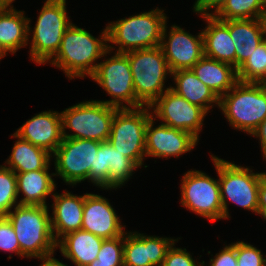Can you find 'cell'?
I'll list each match as a JSON object with an SVG mask.
<instances>
[{"label": "cell", "instance_id": "7402d4cb", "mask_svg": "<svg viewBox=\"0 0 266 266\" xmlns=\"http://www.w3.org/2000/svg\"><path fill=\"white\" fill-rule=\"evenodd\" d=\"M103 240L104 238L81 229L61 237L56 247L76 266H87L97 258Z\"/></svg>", "mask_w": 266, "mask_h": 266}, {"label": "cell", "instance_id": "f35d334b", "mask_svg": "<svg viewBox=\"0 0 266 266\" xmlns=\"http://www.w3.org/2000/svg\"><path fill=\"white\" fill-rule=\"evenodd\" d=\"M258 214L266 220V179L260 178L258 188Z\"/></svg>", "mask_w": 266, "mask_h": 266}, {"label": "cell", "instance_id": "1f68e13d", "mask_svg": "<svg viewBox=\"0 0 266 266\" xmlns=\"http://www.w3.org/2000/svg\"><path fill=\"white\" fill-rule=\"evenodd\" d=\"M123 246L124 234L116 238L104 239L95 264L123 265Z\"/></svg>", "mask_w": 266, "mask_h": 266}, {"label": "cell", "instance_id": "ac0fdd59", "mask_svg": "<svg viewBox=\"0 0 266 266\" xmlns=\"http://www.w3.org/2000/svg\"><path fill=\"white\" fill-rule=\"evenodd\" d=\"M14 133L52 154L63 140L61 114L51 110L41 112L28 119Z\"/></svg>", "mask_w": 266, "mask_h": 266}, {"label": "cell", "instance_id": "f6af8a7d", "mask_svg": "<svg viewBox=\"0 0 266 266\" xmlns=\"http://www.w3.org/2000/svg\"><path fill=\"white\" fill-rule=\"evenodd\" d=\"M87 266H124V265H104V264H95V260L90 263L89 265Z\"/></svg>", "mask_w": 266, "mask_h": 266}, {"label": "cell", "instance_id": "d4e9b609", "mask_svg": "<svg viewBox=\"0 0 266 266\" xmlns=\"http://www.w3.org/2000/svg\"><path fill=\"white\" fill-rule=\"evenodd\" d=\"M28 36V18L24 11L13 6H0V49L6 54H14L28 45Z\"/></svg>", "mask_w": 266, "mask_h": 266}, {"label": "cell", "instance_id": "d6986e66", "mask_svg": "<svg viewBox=\"0 0 266 266\" xmlns=\"http://www.w3.org/2000/svg\"><path fill=\"white\" fill-rule=\"evenodd\" d=\"M54 203L51 226L56 242L66 234L81 230L85 194L74 195L71 192L53 194Z\"/></svg>", "mask_w": 266, "mask_h": 266}, {"label": "cell", "instance_id": "d6a6232c", "mask_svg": "<svg viewBox=\"0 0 266 266\" xmlns=\"http://www.w3.org/2000/svg\"><path fill=\"white\" fill-rule=\"evenodd\" d=\"M236 248L239 266H264L265 258L260 249L243 241L232 244Z\"/></svg>", "mask_w": 266, "mask_h": 266}, {"label": "cell", "instance_id": "7c38bea8", "mask_svg": "<svg viewBox=\"0 0 266 266\" xmlns=\"http://www.w3.org/2000/svg\"><path fill=\"white\" fill-rule=\"evenodd\" d=\"M101 142L90 139L63 138L53 153L55 176L69 184L76 185L88 180L90 167H94L95 154Z\"/></svg>", "mask_w": 266, "mask_h": 266}, {"label": "cell", "instance_id": "8d00e7d4", "mask_svg": "<svg viewBox=\"0 0 266 266\" xmlns=\"http://www.w3.org/2000/svg\"><path fill=\"white\" fill-rule=\"evenodd\" d=\"M237 255L236 248L231 244L226 245L215 257L210 259L209 266H236Z\"/></svg>", "mask_w": 266, "mask_h": 266}, {"label": "cell", "instance_id": "5b68a950", "mask_svg": "<svg viewBox=\"0 0 266 266\" xmlns=\"http://www.w3.org/2000/svg\"><path fill=\"white\" fill-rule=\"evenodd\" d=\"M39 13L33 30L28 18V35L32 31L31 60L41 65L56 55L63 35L72 22L67 15L66 0H46Z\"/></svg>", "mask_w": 266, "mask_h": 266}, {"label": "cell", "instance_id": "8fae6325", "mask_svg": "<svg viewBox=\"0 0 266 266\" xmlns=\"http://www.w3.org/2000/svg\"><path fill=\"white\" fill-rule=\"evenodd\" d=\"M181 182L182 206L212 222L224 219L219 180L202 171L190 170Z\"/></svg>", "mask_w": 266, "mask_h": 266}, {"label": "cell", "instance_id": "836d02e7", "mask_svg": "<svg viewBox=\"0 0 266 266\" xmlns=\"http://www.w3.org/2000/svg\"><path fill=\"white\" fill-rule=\"evenodd\" d=\"M0 250L14 252L20 257V244L15 230L6 216H0Z\"/></svg>", "mask_w": 266, "mask_h": 266}, {"label": "cell", "instance_id": "484cf974", "mask_svg": "<svg viewBox=\"0 0 266 266\" xmlns=\"http://www.w3.org/2000/svg\"><path fill=\"white\" fill-rule=\"evenodd\" d=\"M171 76L175 80L174 84L176 86H170V89L191 104L203 108L207 113L210 112V108H213L214 104L219 107V98L207 85L197 78L191 69L173 71Z\"/></svg>", "mask_w": 266, "mask_h": 266}, {"label": "cell", "instance_id": "9c48e42d", "mask_svg": "<svg viewBox=\"0 0 266 266\" xmlns=\"http://www.w3.org/2000/svg\"><path fill=\"white\" fill-rule=\"evenodd\" d=\"M151 117L149 106L119 109L113 118L110 136L107 140L138 167L144 165L146 127Z\"/></svg>", "mask_w": 266, "mask_h": 266}, {"label": "cell", "instance_id": "b9f144b4", "mask_svg": "<svg viewBox=\"0 0 266 266\" xmlns=\"http://www.w3.org/2000/svg\"><path fill=\"white\" fill-rule=\"evenodd\" d=\"M262 26H263V33H264V41L266 42V15L262 18Z\"/></svg>", "mask_w": 266, "mask_h": 266}, {"label": "cell", "instance_id": "bcb514c9", "mask_svg": "<svg viewBox=\"0 0 266 266\" xmlns=\"http://www.w3.org/2000/svg\"><path fill=\"white\" fill-rule=\"evenodd\" d=\"M4 56H6V53L3 52V51L0 49V59L3 58Z\"/></svg>", "mask_w": 266, "mask_h": 266}, {"label": "cell", "instance_id": "5bb4252c", "mask_svg": "<svg viewBox=\"0 0 266 266\" xmlns=\"http://www.w3.org/2000/svg\"><path fill=\"white\" fill-rule=\"evenodd\" d=\"M166 25L167 22L162 31L160 47L170 71L191 69L204 56L202 31L194 36L180 26L172 25L167 35Z\"/></svg>", "mask_w": 266, "mask_h": 266}, {"label": "cell", "instance_id": "8992f818", "mask_svg": "<svg viewBox=\"0 0 266 266\" xmlns=\"http://www.w3.org/2000/svg\"><path fill=\"white\" fill-rule=\"evenodd\" d=\"M130 64L136 98L150 106L166 90L165 80L171 75L167 60L159 46L126 52Z\"/></svg>", "mask_w": 266, "mask_h": 266}, {"label": "cell", "instance_id": "f546056e", "mask_svg": "<svg viewBox=\"0 0 266 266\" xmlns=\"http://www.w3.org/2000/svg\"><path fill=\"white\" fill-rule=\"evenodd\" d=\"M238 80L260 83L266 76V42L260 43L252 55L237 69Z\"/></svg>", "mask_w": 266, "mask_h": 266}, {"label": "cell", "instance_id": "3957f363", "mask_svg": "<svg viewBox=\"0 0 266 266\" xmlns=\"http://www.w3.org/2000/svg\"><path fill=\"white\" fill-rule=\"evenodd\" d=\"M164 10L153 9L110 22L107 28L108 43L118 45V53L152 48L161 44L162 31L167 16Z\"/></svg>", "mask_w": 266, "mask_h": 266}, {"label": "cell", "instance_id": "6da1fadb", "mask_svg": "<svg viewBox=\"0 0 266 266\" xmlns=\"http://www.w3.org/2000/svg\"><path fill=\"white\" fill-rule=\"evenodd\" d=\"M107 42L106 27L100 38H96L72 23L63 35L58 52L49 62L63 70L69 79L91 78L98 66L96 60L107 56L114 48Z\"/></svg>", "mask_w": 266, "mask_h": 266}, {"label": "cell", "instance_id": "277c9868", "mask_svg": "<svg viewBox=\"0 0 266 266\" xmlns=\"http://www.w3.org/2000/svg\"><path fill=\"white\" fill-rule=\"evenodd\" d=\"M219 108L233 128L251 135L266 118V86L238 81L219 99Z\"/></svg>", "mask_w": 266, "mask_h": 266}, {"label": "cell", "instance_id": "7a4b0ae2", "mask_svg": "<svg viewBox=\"0 0 266 266\" xmlns=\"http://www.w3.org/2000/svg\"><path fill=\"white\" fill-rule=\"evenodd\" d=\"M48 206L17 205L6 217L20 244V257L44 258L54 255L56 240Z\"/></svg>", "mask_w": 266, "mask_h": 266}, {"label": "cell", "instance_id": "9a60e30c", "mask_svg": "<svg viewBox=\"0 0 266 266\" xmlns=\"http://www.w3.org/2000/svg\"><path fill=\"white\" fill-rule=\"evenodd\" d=\"M155 119L151 117L147 122L145 150L146 157L178 158L183 153L192 150L198 139L191 133L172 128L164 124L154 126Z\"/></svg>", "mask_w": 266, "mask_h": 266}, {"label": "cell", "instance_id": "30bf717a", "mask_svg": "<svg viewBox=\"0 0 266 266\" xmlns=\"http://www.w3.org/2000/svg\"><path fill=\"white\" fill-rule=\"evenodd\" d=\"M92 80L107 92L112 99L101 101L118 109L140 108L144 105L136 98L132 72L126 53L115 55L98 63ZM125 103V104H124Z\"/></svg>", "mask_w": 266, "mask_h": 266}, {"label": "cell", "instance_id": "7bdbcfd3", "mask_svg": "<svg viewBox=\"0 0 266 266\" xmlns=\"http://www.w3.org/2000/svg\"><path fill=\"white\" fill-rule=\"evenodd\" d=\"M14 1H15V0H0V6H4V5L12 6V3H13Z\"/></svg>", "mask_w": 266, "mask_h": 266}, {"label": "cell", "instance_id": "60d3db41", "mask_svg": "<svg viewBox=\"0 0 266 266\" xmlns=\"http://www.w3.org/2000/svg\"><path fill=\"white\" fill-rule=\"evenodd\" d=\"M53 255H50L48 257L40 258L42 261V264L40 266H67L66 264L58 261V259L54 258Z\"/></svg>", "mask_w": 266, "mask_h": 266}, {"label": "cell", "instance_id": "4dcf8cb0", "mask_svg": "<svg viewBox=\"0 0 266 266\" xmlns=\"http://www.w3.org/2000/svg\"><path fill=\"white\" fill-rule=\"evenodd\" d=\"M17 199L16 173L6 165H0V216H6L19 205Z\"/></svg>", "mask_w": 266, "mask_h": 266}, {"label": "cell", "instance_id": "74e56055", "mask_svg": "<svg viewBox=\"0 0 266 266\" xmlns=\"http://www.w3.org/2000/svg\"><path fill=\"white\" fill-rule=\"evenodd\" d=\"M226 2L227 0H196L193 5V11L195 13H200L201 17L213 16L224 6ZM211 8H215L213 13H209Z\"/></svg>", "mask_w": 266, "mask_h": 266}, {"label": "cell", "instance_id": "ab89813d", "mask_svg": "<svg viewBox=\"0 0 266 266\" xmlns=\"http://www.w3.org/2000/svg\"><path fill=\"white\" fill-rule=\"evenodd\" d=\"M251 135L259 138L261 151L266 150V118Z\"/></svg>", "mask_w": 266, "mask_h": 266}, {"label": "cell", "instance_id": "52a82bcc", "mask_svg": "<svg viewBox=\"0 0 266 266\" xmlns=\"http://www.w3.org/2000/svg\"><path fill=\"white\" fill-rule=\"evenodd\" d=\"M119 109L100 100L83 101L60 112L63 138L108 140L115 113ZM75 133L68 134L66 129Z\"/></svg>", "mask_w": 266, "mask_h": 266}, {"label": "cell", "instance_id": "2e32d148", "mask_svg": "<svg viewBox=\"0 0 266 266\" xmlns=\"http://www.w3.org/2000/svg\"><path fill=\"white\" fill-rule=\"evenodd\" d=\"M178 241L172 238L144 235L138 232L124 233V266H162L168 249Z\"/></svg>", "mask_w": 266, "mask_h": 266}, {"label": "cell", "instance_id": "ba28073f", "mask_svg": "<svg viewBox=\"0 0 266 266\" xmlns=\"http://www.w3.org/2000/svg\"><path fill=\"white\" fill-rule=\"evenodd\" d=\"M219 177L224 219L229 218L228 199L245 210L258 214L260 173L211 155Z\"/></svg>", "mask_w": 266, "mask_h": 266}, {"label": "cell", "instance_id": "e0dca14e", "mask_svg": "<svg viewBox=\"0 0 266 266\" xmlns=\"http://www.w3.org/2000/svg\"><path fill=\"white\" fill-rule=\"evenodd\" d=\"M115 209L102 195L86 193L81 229L104 239L119 237L125 233Z\"/></svg>", "mask_w": 266, "mask_h": 266}, {"label": "cell", "instance_id": "7dc6e473", "mask_svg": "<svg viewBox=\"0 0 266 266\" xmlns=\"http://www.w3.org/2000/svg\"><path fill=\"white\" fill-rule=\"evenodd\" d=\"M263 7H264V11L266 12V0H261Z\"/></svg>", "mask_w": 266, "mask_h": 266}, {"label": "cell", "instance_id": "cb8c5ba5", "mask_svg": "<svg viewBox=\"0 0 266 266\" xmlns=\"http://www.w3.org/2000/svg\"><path fill=\"white\" fill-rule=\"evenodd\" d=\"M50 164L41 170L16 173L17 194L20 192L24 197L19 201V205L47 206L46 198L55 191V181L48 172Z\"/></svg>", "mask_w": 266, "mask_h": 266}, {"label": "cell", "instance_id": "e575fe53", "mask_svg": "<svg viewBox=\"0 0 266 266\" xmlns=\"http://www.w3.org/2000/svg\"><path fill=\"white\" fill-rule=\"evenodd\" d=\"M109 168L106 165L105 149L100 146L95 154L94 167H90L88 180L93 185L102 187L108 180Z\"/></svg>", "mask_w": 266, "mask_h": 266}, {"label": "cell", "instance_id": "603a6c76", "mask_svg": "<svg viewBox=\"0 0 266 266\" xmlns=\"http://www.w3.org/2000/svg\"><path fill=\"white\" fill-rule=\"evenodd\" d=\"M191 70L219 99L239 81L234 66L207 56H203Z\"/></svg>", "mask_w": 266, "mask_h": 266}, {"label": "cell", "instance_id": "4fadbf2b", "mask_svg": "<svg viewBox=\"0 0 266 266\" xmlns=\"http://www.w3.org/2000/svg\"><path fill=\"white\" fill-rule=\"evenodd\" d=\"M149 108L153 109L151 114L154 119L159 118L164 125L187 131L199 140L201 126L208 114L203 108L191 104L172 89L166 90Z\"/></svg>", "mask_w": 266, "mask_h": 266}, {"label": "cell", "instance_id": "d590c367", "mask_svg": "<svg viewBox=\"0 0 266 266\" xmlns=\"http://www.w3.org/2000/svg\"><path fill=\"white\" fill-rule=\"evenodd\" d=\"M175 243L168 249L162 266H204L205 263L197 262L192 258L186 248H176Z\"/></svg>", "mask_w": 266, "mask_h": 266}, {"label": "cell", "instance_id": "83f0119b", "mask_svg": "<svg viewBox=\"0 0 266 266\" xmlns=\"http://www.w3.org/2000/svg\"><path fill=\"white\" fill-rule=\"evenodd\" d=\"M101 146L105 149L106 165L109 168L108 180L101 188L110 190L120 188L139 167L129 157L116 150L108 141L101 142Z\"/></svg>", "mask_w": 266, "mask_h": 266}, {"label": "cell", "instance_id": "44dd1931", "mask_svg": "<svg viewBox=\"0 0 266 266\" xmlns=\"http://www.w3.org/2000/svg\"><path fill=\"white\" fill-rule=\"evenodd\" d=\"M207 25L202 30L204 56L230 64L236 68L235 46L229 28L214 16H202Z\"/></svg>", "mask_w": 266, "mask_h": 266}, {"label": "cell", "instance_id": "ee69618b", "mask_svg": "<svg viewBox=\"0 0 266 266\" xmlns=\"http://www.w3.org/2000/svg\"><path fill=\"white\" fill-rule=\"evenodd\" d=\"M262 156L264 157V159H266V150L262 151ZM260 177L263 179H266V172H261L260 173Z\"/></svg>", "mask_w": 266, "mask_h": 266}, {"label": "cell", "instance_id": "f1b7e54d", "mask_svg": "<svg viewBox=\"0 0 266 266\" xmlns=\"http://www.w3.org/2000/svg\"><path fill=\"white\" fill-rule=\"evenodd\" d=\"M266 15L261 0H227L213 16L219 20L257 19Z\"/></svg>", "mask_w": 266, "mask_h": 266}, {"label": "cell", "instance_id": "c3c4849f", "mask_svg": "<svg viewBox=\"0 0 266 266\" xmlns=\"http://www.w3.org/2000/svg\"><path fill=\"white\" fill-rule=\"evenodd\" d=\"M260 84H263L264 86H266V76H265V78L260 82Z\"/></svg>", "mask_w": 266, "mask_h": 266}, {"label": "cell", "instance_id": "4316f807", "mask_svg": "<svg viewBox=\"0 0 266 266\" xmlns=\"http://www.w3.org/2000/svg\"><path fill=\"white\" fill-rule=\"evenodd\" d=\"M12 138H17V141H15L12 152L5 164L15 173L45 169L51 163L52 154L47 150L21 139L15 133Z\"/></svg>", "mask_w": 266, "mask_h": 266}, {"label": "cell", "instance_id": "ffe728a7", "mask_svg": "<svg viewBox=\"0 0 266 266\" xmlns=\"http://www.w3.org/2000/svg\"><path fill=\"white\" fill-rule=\"evenodd\" d=\"M221 21L229 28L235 46L236 69H238L264 41L262 18Z\"/></svg>", "mask_w": 266, "mask_h": 266}]
</instances>
